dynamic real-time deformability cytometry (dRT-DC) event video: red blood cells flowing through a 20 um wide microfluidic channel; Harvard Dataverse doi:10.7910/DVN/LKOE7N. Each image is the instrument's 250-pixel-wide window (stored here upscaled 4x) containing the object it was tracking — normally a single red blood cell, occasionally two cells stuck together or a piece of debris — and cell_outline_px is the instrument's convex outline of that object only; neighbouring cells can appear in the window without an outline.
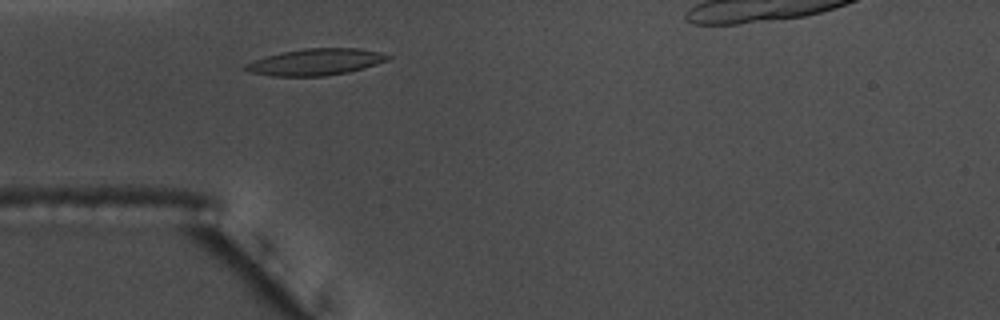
{"species": "common noctule bat (a hibernating species)", "species_latin": "Nyctalus noctula", "temperature_condition": "warm", "stored_images_in_passage": 34, "camera_frame_rate_fps": 3000, "um_per_image_px": 0.085, "animal": {"sex": "male", "body_mass_g": 17.5, "forearm_length_mm": 52.3}, "frame": {"image": 1, "passage_image": 6, "time_ms": 1.667, "image_size_px": [1000, 320], "cell_outline_px": [[392, 56], [388, 60], [364, 68], [348, 72], [324, 76], [272, 76], [248, 72], [244, 68], [244, 64], [280, 52], [304, 48], [360, 48], [380, 52]], "centroid_in_image_um": [26.85, 5.26], "position_along_channel_um": 58.2, "area_um2": 22.02}, "authors_computed_cell_mechanics": {"area_um2": 20.808, "velocity_mm_per_s": 3.6539, "shape_relaxation_time_tau1_ms": 7.2497, "shape_relaxation_time_tau2_ms": 2.0686, "deformation_change_tau1": 0.2117, "deformation_change_tau2": 0.0877}}